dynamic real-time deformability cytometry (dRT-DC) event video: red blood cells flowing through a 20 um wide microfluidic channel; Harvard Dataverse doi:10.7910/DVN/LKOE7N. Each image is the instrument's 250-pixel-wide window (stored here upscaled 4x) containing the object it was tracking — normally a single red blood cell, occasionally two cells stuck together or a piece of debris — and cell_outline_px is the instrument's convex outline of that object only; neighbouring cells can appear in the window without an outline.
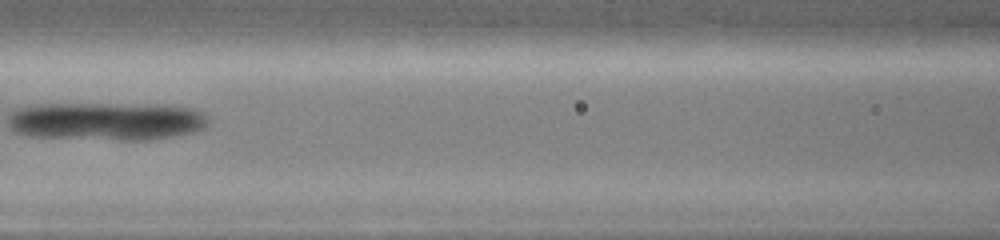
{"species": "common noctule bat (a hibernating species)", "species_latin": "Nyctalus noctula", "temperature_condition": "warm", "stored_images_in_passage": 11, "segment_of_instrument_passage": [2, 2], "camera_frame_rate_fps": 3000, "um_per_image_px": 0.085, "animal": {"sex": "female", "body_mass_g": 19.0, "forearm_length_mm": 51.5}, "frame": {"image": 1, "passage_image": 7, "time_ms": 6.667, "image_size_px": [1000, 240], "cell_outline_px": [[408, 40], [404, 44], [392, 52], [328, 52], [308, 44], [320, 32], [400, 32]], "centroid_in_image_um": [30.5, 3.55], "position_along_channel_um": 136.1, "area_um2": 12.48}}